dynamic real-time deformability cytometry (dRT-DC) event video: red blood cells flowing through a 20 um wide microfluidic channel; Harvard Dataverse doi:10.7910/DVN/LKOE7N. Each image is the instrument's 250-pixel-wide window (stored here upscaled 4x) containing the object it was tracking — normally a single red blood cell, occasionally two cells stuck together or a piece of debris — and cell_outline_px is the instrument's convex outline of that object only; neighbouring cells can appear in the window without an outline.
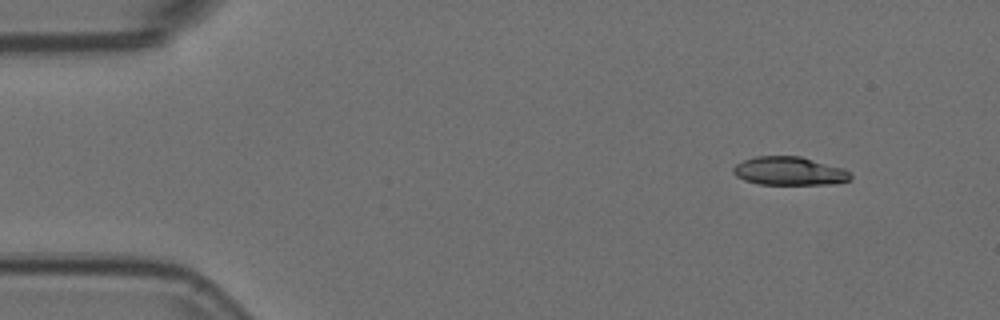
{"species": "Egyptian fruit bat (a non-hibernating species)", "species_latin": "Rousettus aegyptiacus", "temperature_condition": "room temperature", "stored_images_in_passage": 5, "segment_of_instrument_passage": [1, 2], "camera_frame_rate_fps": 3000, "um_per_image_px": 0.085, "animal": {"sex": "female"}, "frame": {"image": 1, "passage_image": 1, "time_ms": 0.0, "image_size_px": [1000, 320], "cell_outline_px": [[852, 176], [848, 180], [832, 184], [760, 184], [744, 180], [736, 176], [732, 172], [732, 168], [736, 164], [744, 160], [756, 156], [800, 156], [844, 168], [852, 172]], "centroid_in_image_um": [67.1, 14.53], "position_along_channel_um": 17.9, "area_um2": 19.48}}